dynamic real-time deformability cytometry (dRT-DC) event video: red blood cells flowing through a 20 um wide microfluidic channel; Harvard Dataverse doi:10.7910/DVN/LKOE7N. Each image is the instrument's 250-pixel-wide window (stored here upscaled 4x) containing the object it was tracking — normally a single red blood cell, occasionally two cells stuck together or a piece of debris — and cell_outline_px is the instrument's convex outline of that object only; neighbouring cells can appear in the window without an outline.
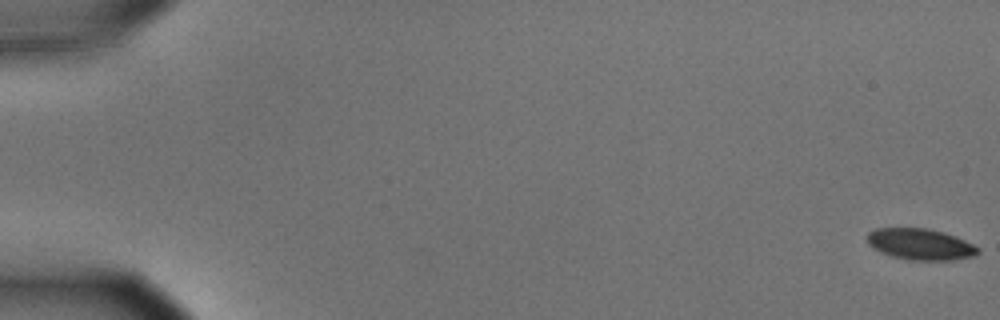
{"species": "common noctule bat (a hibernating species)", "species_latin": "Nyctalus noctula", "temperature_condition": "cold", "stored_images_in_passage": 14, "camera_frame_rate_fps": 3000, "um_per_image_px": 0.085, "animal": {"sex": "male", "body_mass_g": 15.6}, "frame": {"image": 1, "passage_image": 1, "time_ms": 0.0, "image_size_px": [1000, 320], "cell_outline_px": [[980, 252], [972, 256], [952, 260], [908, 260], [892, 256], [880, 252], [872, 248], [868, 244], [868, 232], [876, 228], [928, 228], [944, 232], [956, 236], [980, 248]], "centroid_in_image_um": [78.22, 20.76], "position_along_channel_um": 6.8, "area_um2": 20.23}}